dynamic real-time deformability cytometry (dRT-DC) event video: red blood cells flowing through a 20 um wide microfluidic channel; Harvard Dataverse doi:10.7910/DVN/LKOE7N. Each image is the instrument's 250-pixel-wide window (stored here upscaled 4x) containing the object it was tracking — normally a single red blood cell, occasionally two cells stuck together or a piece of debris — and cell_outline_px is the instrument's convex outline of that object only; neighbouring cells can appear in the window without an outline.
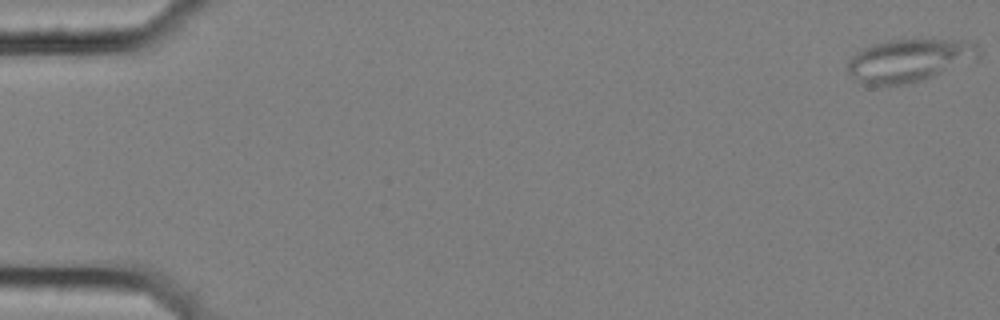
{"species": "common noctule bat (a hibernating species)", "species_latin": "Nyctalus noctula", "temperature_condition": "cold", "stored_images_in_passage": 17, "camera_frame_rate_fps": 3000, "um_per_image_px": 0.085, "animal": {"sex": "female", "body_mass_g": 25.1}, "frame": {"image": 1, "passage_image": 1, "time_ms": 0.0, "image_size_px": [1000, 320], "cell_outline_px": [[980, 56], [932, 76], [908, 84], [864, 84], [856, 80], [844, 68], [848, 60], [856, 52], [872, 44], [888, 40], [960, 40], [976, 44], [980, 48]], "centroid_in_image_um": [77.2, 5.12], "position_along_channel_um": 7.8, "area_um2": 32.14}}
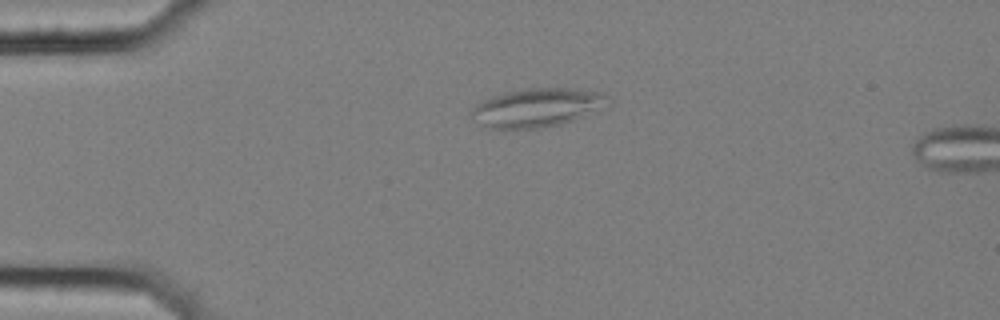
{"frame": {"image": 2, "passage_image": 14, "time_ms": 4.333, "image_size_px": [1000, 320], "cell_outline_px": [[612, 104], [572, 120], [560, 124], [540, 128], [484, 128], [468, 116], [468, 112], [480, 100], [492, 96], [524, 88], [572, 88], [604, 92], [612, 96]], "centroid_in_image_um": [45.66, 9.13], "position_along_channel_um": 39.3, "area_um2": 31.33}}